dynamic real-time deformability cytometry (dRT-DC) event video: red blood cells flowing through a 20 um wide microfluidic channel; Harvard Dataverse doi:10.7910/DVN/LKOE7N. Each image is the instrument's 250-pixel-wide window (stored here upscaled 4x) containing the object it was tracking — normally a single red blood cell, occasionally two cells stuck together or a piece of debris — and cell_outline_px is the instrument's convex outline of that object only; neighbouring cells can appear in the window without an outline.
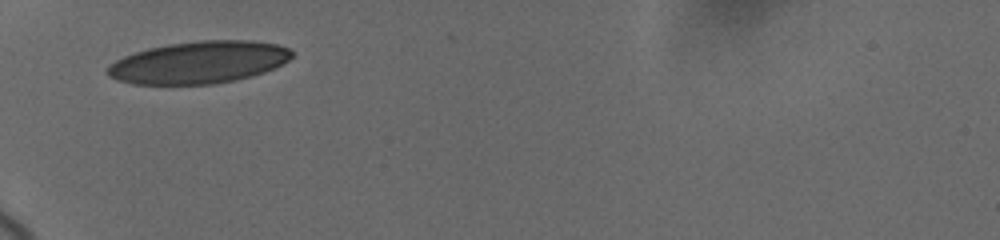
{"species": "human", "species_latin": "Homo sapiens", "temperature_condition": "cold", "stored_images_in_passage": 3, "camera_frame_rate_fps": 3000, "um_per_image_px": 0.085, "donor": {"sex": "female"}, "frame": {"image": 1, "passage_image": 1, "time_ms": 0.0, "image_size_px": [1000, 240], "cell_outline_px": [[296, 52], [288, 60], [264, 72], [252, 76], [236, 80], [212, 84], [132, 84], [116, 80], [108, 76], [108, 68], [116, 60], [124, 56], [148, 48], [168, 44], [200, 40], [252, 40], [276, 44], [288, 48]], "centroid_in_image_um": [16.92, 5.3], "position_along_channel_um": 68.1, "area_um2": 45.26}}